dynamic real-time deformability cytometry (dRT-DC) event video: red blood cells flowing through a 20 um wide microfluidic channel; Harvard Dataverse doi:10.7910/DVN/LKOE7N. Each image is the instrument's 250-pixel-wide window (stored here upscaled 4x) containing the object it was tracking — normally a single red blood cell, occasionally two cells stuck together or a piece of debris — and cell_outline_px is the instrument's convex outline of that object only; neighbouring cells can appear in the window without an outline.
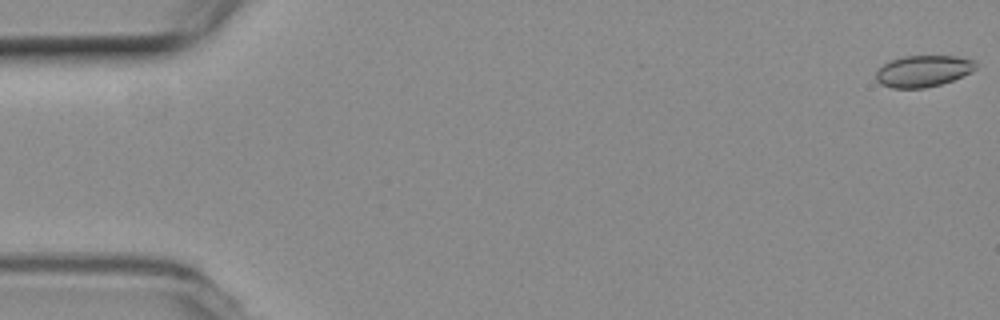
{"species": "common noctule bat (a hibernating species)", "species_latin": "Nyctalus noctula", "temperature_condition": "room temperature", "stored_images_in_passage": 8, "camera_frame_rate_fps": 3000, "um_per_image_px": 0.085, "animal": {"sex": "female", "body_mass_g": 19.3, "forearm_length_mm": 54.1}, "frame": {"image": 1, "passage_image": 1, "time_ms": 0.0, "image_size_px": [1000, 320], "cell_outline_px": [[976, 68], [952, 80], [940, 84], [924, 88], [892, 88], [880, 84], [876, 80], [876, 72], [884, 64], [892, 60], [904, 56], [956, 56], [972, 60], [976, 64]], "centroid_in_image_um": [78.42, 6.04], "position_along_channel_um": 6.6, "area_um2": 17.98}}